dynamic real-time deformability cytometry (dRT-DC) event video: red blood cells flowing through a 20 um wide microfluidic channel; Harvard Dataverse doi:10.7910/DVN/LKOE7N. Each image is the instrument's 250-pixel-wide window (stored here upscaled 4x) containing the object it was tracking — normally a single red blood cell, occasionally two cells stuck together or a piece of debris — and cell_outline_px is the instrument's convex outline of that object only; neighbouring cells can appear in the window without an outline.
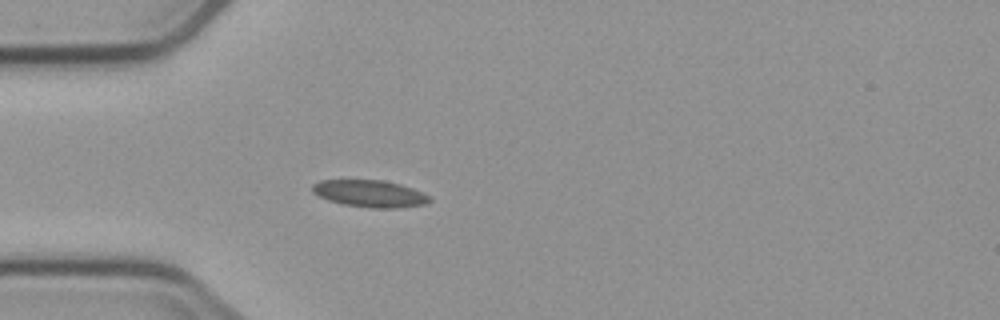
{"species": "common noctule bat (a hibernating species)", "species_latin": "Nyctalus noctula", "temperature_condition": "cold", "stored_images_in_passage": 5, "camera_frame_rate_fps": 3000, "um_per_image_px": 0.085, "animal": {"sex": "male", "body_mass_g": 23.1, "forearm_length_mm": 52.7}, "frame": {"image": 1, "passage_image": 5, "time_ms": 4.667, "image_size_px": [1000, 320], "cell_outline_px": [[432, 200], [424, 204], [400, 208], [372, 208], [344, 204], [328, 200], [312, 192], [312, 184], [320, 180], [380, 180], [400, 184], [412, 188], [432, 196]], "centroid_in_image_um": [31.46, 16.46], "position_along_channel_um": 53.5, "area_um2": 18.44}}